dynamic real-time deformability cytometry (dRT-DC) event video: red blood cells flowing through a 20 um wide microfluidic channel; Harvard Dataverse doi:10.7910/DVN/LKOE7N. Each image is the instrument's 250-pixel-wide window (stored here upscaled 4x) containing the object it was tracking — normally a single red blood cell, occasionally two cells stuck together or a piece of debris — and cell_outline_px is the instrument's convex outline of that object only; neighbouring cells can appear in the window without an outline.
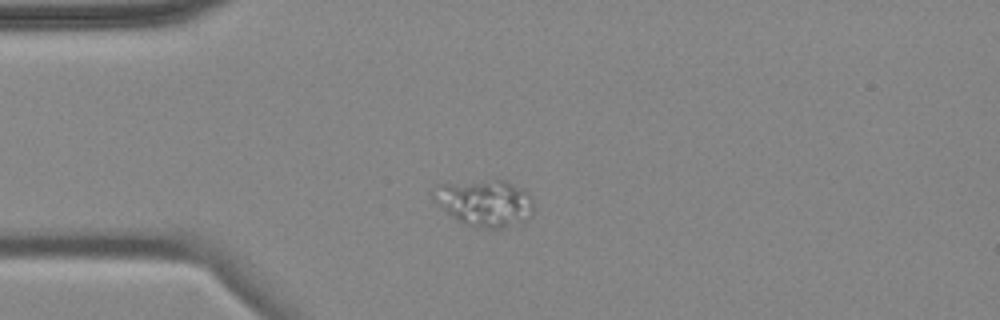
{"species": "common noctule bat (a hibernating species)", "species_latin": "Nyctalus noctula", "temperature_condition": "cold", "stored_images_in_passage": 6, "camera_frame_rate_fps": 3000, "um_per_image_px": 0.085, "animal": {"sex": "female", "body_mass_g": 18.4}, "frame": {"image": 1, "passage_image": 3, "time_ms": 2.333, "image_size_px": [1000, 320], "cell_outline_px": [[536, 208], [532, 216], [524, 220], [504, 228], [472, 228], [456, 220], [436, 204], [432, 200], [428, 192], [436, 184], [496, 180], [504, 180], [524, 188], [532, 196]], "centroid_in_image_um": [41.18, 17.25], "position_along_channel_um": 43.8, "area_um2": 28.15}}
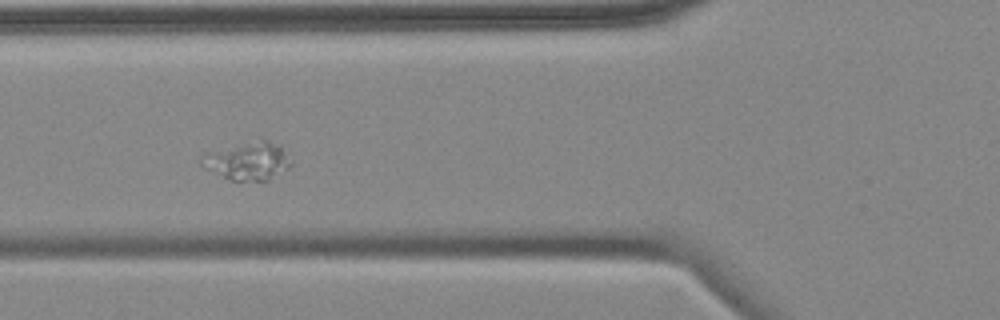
{"frame": {"image": 2, "passage_image": 5, "time_ms": 4.667, "image_size_px": [1000, 320], "cell_outline_px": [[292, 164], [288, 168], [268, 180], [232, 180], [204, 168], [196, 160], [204, 152], [260, 140], [268, 140], [280, 144], [292, 160]], "centroid_in_image_um": [21.04, 13.67], "position_along_channel_um": 104.8, "area_um2": 19.77}}
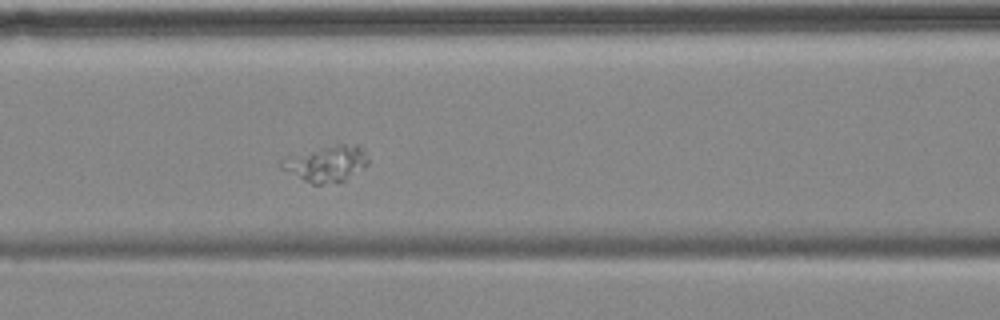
{"frame": {"image": 3, "passage_image": 6, "time_ms": 5.667, "image_size_px": [1000, 320], "cell_outline_px": [[368, 164], [344, 180], [320, 184], [312, 184], [280, 168], [276, 164], [284, 156], [336, 144], [360, 144], [364, 148], [368, 160]], "centroid_in_image_um": [27.7, 13.87], "position_along_channel_um": 138.9, "area_um2": 18.26}}